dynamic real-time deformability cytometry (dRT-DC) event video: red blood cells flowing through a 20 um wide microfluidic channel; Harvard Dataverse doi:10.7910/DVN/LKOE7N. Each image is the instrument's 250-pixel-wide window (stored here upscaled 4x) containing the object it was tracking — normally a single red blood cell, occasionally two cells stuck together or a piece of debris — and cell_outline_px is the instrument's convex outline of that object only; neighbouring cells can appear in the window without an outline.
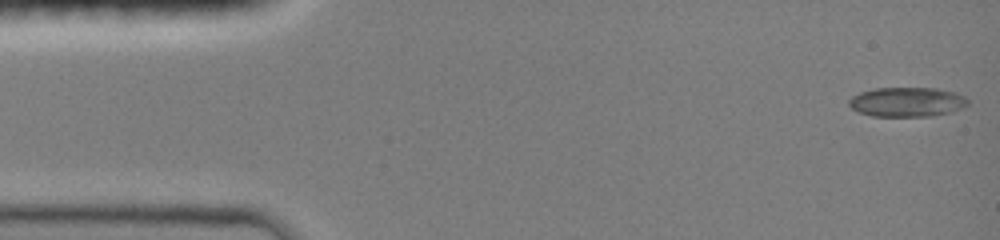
{"species": "common noctule bat (a hibernating species)", "species_latin": "Nyctalus noctula", "temperature_condition": "room temperature", "stored_images_in_passage": 47, "camera_frame_rate_fps": 3000, "um_per_image_px": 0.085, "animal": {"sex": "female", "body_mass_g": 19.0, "forearm_length_mm": 51.5}, "frame": {"image": 1, "passage_image": 1, "time_ms": 0.0, "image_size_px": [1000, 240], "cell_outline_px": [[968, 104], [952, 112], [932, 116], [872, 116], [860, 112], [852, 108], [848, 104], [848, 100], [852, 96], [860, 92], [872, 88], [936, 88], [956, 92], [964, 96], [968, 100]], "centroid_in_image_um": [77.09, 8.66], "position_along_channel_um": 7.9, "area_um2": 20.52}}
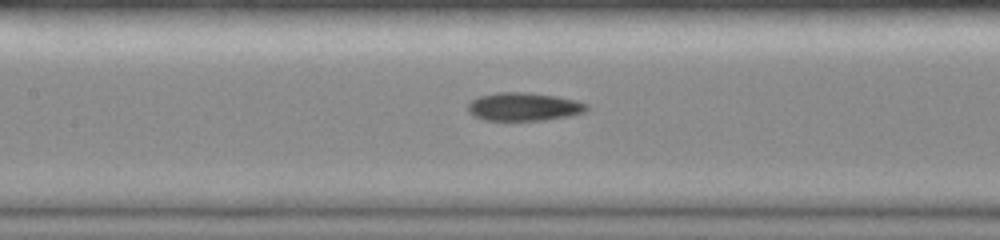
{"frame": {"image": 2, "passage_image": 21, "time_ms": 6.667, "image_size_px": [1000, 240], "cell_outline_px": [[588, 108], [584, 112], [572, 116], [544, 120], [484, 120], [472, 116], [468, 112], [468, 104], [472, 100], [480, 96], [496, 92], [524, 92], [556, 96], [576, 100], [588, 104]], "centroid_in_image_um": [44.52, 9.07], "position_along_channel_um": 162.9, "area_um2": 19.65}}
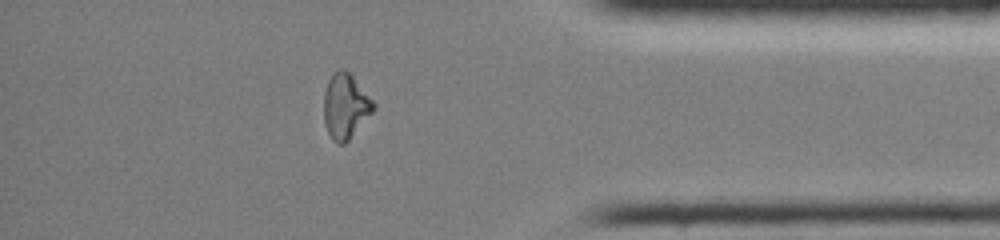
{"frame": {"image": 3, "passage_image": 40, "time_ms": 13.0, "image_size_px": [1000, 240], "cell_outline_px": [[376, 108], [348, 140], [344, 144], [336, 144], [332, 140], [324, 124], [324, 92], [328, 80], [332, 72], [340, 68], [344, 68], [352, 76], [376, 104]], "centroid_in_image_um": [29.34, 9.02], "position_along_channel_um": 405.9, "area_um2": 18.79}, "authors_computed_cell_mechanics": {"area_um2": 19.074, "velocity_mm_per_s": 4.0652, "shape_relaxation_time_tau1_ms": 6.6164, "shape_relaxation_time_tau2_ms": 5.7961, "deformation_change_tau1": 0.2006, "deformation_change_tau2": 0.1239}}